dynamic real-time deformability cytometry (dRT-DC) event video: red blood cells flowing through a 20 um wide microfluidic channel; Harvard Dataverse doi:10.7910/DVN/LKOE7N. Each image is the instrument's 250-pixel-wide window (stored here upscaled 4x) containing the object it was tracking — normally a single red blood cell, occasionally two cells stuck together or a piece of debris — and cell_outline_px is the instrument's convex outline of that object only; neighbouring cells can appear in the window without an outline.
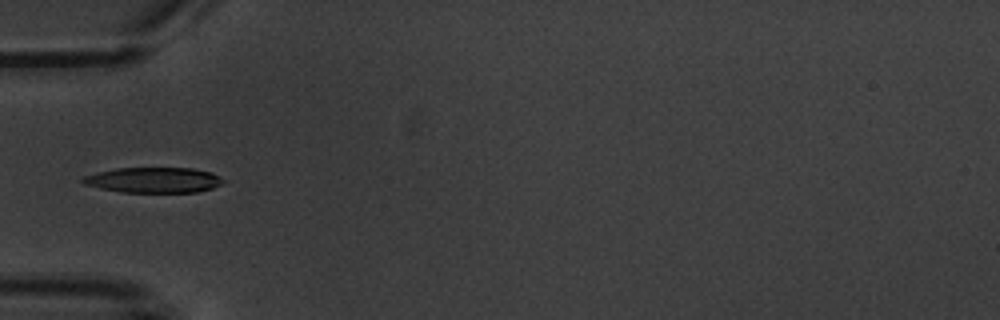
{"species": "common noctule bat (a hibernating species)", "species_latin": "Nyctalus noctula", "temperature_condition": "warm", "stored_images_in_passage": 5, "camera_frame_rate_fps": 3000, "um_per_image_px": 0.085, "animal": {"sex": "male", "body_mass_g": 20.1, "forearm_length_mm": 53.5}, "frame": {"image": 1, "passage_image": 5, "time_ms": 5.667, "image_size_px": [1000, 320], "cell_outline_px": [[224, 180], [220, 184], [212, 188], [196, 192], [120, 192], [100, 188], [84, 184], [80, 180], [84, 176], [96, 172], [116, 168], [192, 168], [212, 172], [220, 176]], "centroid_in_image_um": [13.04, 15.3], "position_along_channel_um": 72.0, "area_um2": 20.81}}